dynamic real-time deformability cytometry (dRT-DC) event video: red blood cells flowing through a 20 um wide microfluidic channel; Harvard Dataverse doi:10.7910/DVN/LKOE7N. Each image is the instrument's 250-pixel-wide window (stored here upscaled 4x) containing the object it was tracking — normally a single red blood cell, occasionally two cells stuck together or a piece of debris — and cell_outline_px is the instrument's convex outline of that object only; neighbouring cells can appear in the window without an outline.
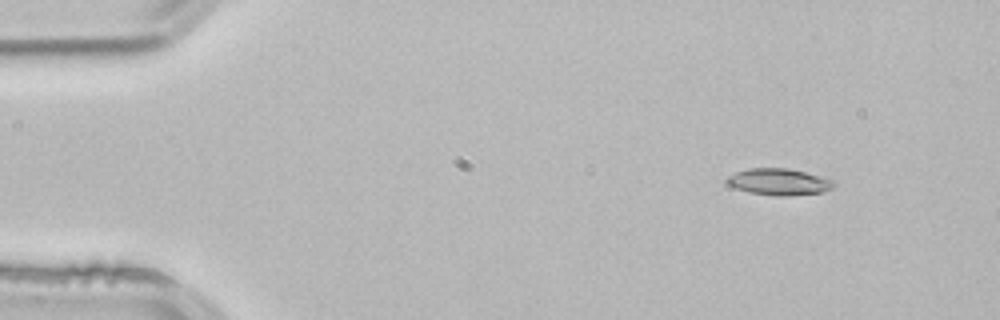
{"species": "common noctule bat (a hibernating species)", "species_latin": "Nyctalus noctula", "temperature_condition": "room temperature", "stored_images_in_passage": 2, "camera_frame_rate_fps": 3000, "um_per_image_px": 0.085, "animal": {"sex": "male", "body_mass_g": 21.5, "forearm_length_mm": 52.0}, "frame": {"image": 1, "passage_image": 1, "time_ms": 0.0, "image_size_px": [1000, 320], "cell_outline_px": [[836, 184], [832, 188], [824, 192], [784, 196], [776, 196], [748, 192], [736, 188], [728, 184], [724, 180], [728, 176], [736, 172], [748, 168], [788, 168], [804, 172], [832, 180]], "centroid_in_image_um": [66.18, 15.46], "position_along_channel_um": 18.8, "area_um2": 16.47}}